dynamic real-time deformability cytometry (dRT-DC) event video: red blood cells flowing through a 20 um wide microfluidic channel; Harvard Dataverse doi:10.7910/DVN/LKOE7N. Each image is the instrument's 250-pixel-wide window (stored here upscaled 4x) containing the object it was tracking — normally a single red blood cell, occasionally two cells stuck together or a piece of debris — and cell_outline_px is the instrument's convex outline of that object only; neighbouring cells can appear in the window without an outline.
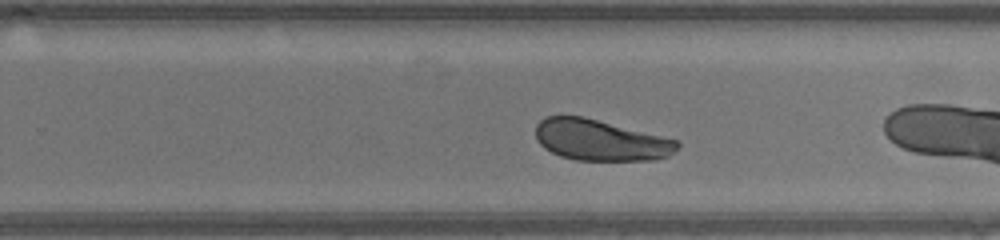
{"species": "human", "species_latin": "Homo sapiens", "temperature_condition": "warm", "stored_images_in_passage": 24, "camera_frame_rate_fps": 3000, "um_per_image_px": 0.085, "donor": {"sex": "male"}, "frame": {"image": 1, "passage_image": 14, "time_ms": 4.333, "image_size_px": [1000, 240], "cell_outline_px": [[680, 144], [668, 156], [656, 160], [576, 160], [560, 156], [544, 148], [536, 140], [536, 124], [540, 120], [548, 116], [584, 116], [680, 140]], "centroid_in_image_um": [51.04, 11.91], "position_along_channel_um": 278.8, "area_um2": 34.04}}
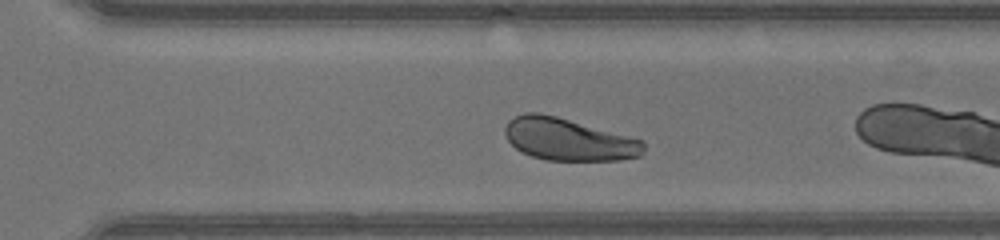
{"frame": {"image": 2, "passage_image": 17, "time_ms": 5.333, "image_size_px": [1000, 240], "cell_outline_px": [[644, 152], [640, 156], [616, 160], [544, 160], [520, 152], [508, 140], [504, 132], [504, 128], [508, 120], [524, 112], [536, 112], [556, 116], [644, 140]], "centroid_in_image_um": [48.3, 11.85], "position_along_channel_um": 322.3, "area_um2": 34.16}, "authors_computed_cell_mechanics": {"area_um2": 35.2291, "velocity_mm_per_s": 4.3443, "shape_relaxation_time_tau1_ms": 2.8299, "shape_relaxation_time_tau2_ms": null, "deformation_change_tau1": 0.0856, "deformation_change_tau2": null}}